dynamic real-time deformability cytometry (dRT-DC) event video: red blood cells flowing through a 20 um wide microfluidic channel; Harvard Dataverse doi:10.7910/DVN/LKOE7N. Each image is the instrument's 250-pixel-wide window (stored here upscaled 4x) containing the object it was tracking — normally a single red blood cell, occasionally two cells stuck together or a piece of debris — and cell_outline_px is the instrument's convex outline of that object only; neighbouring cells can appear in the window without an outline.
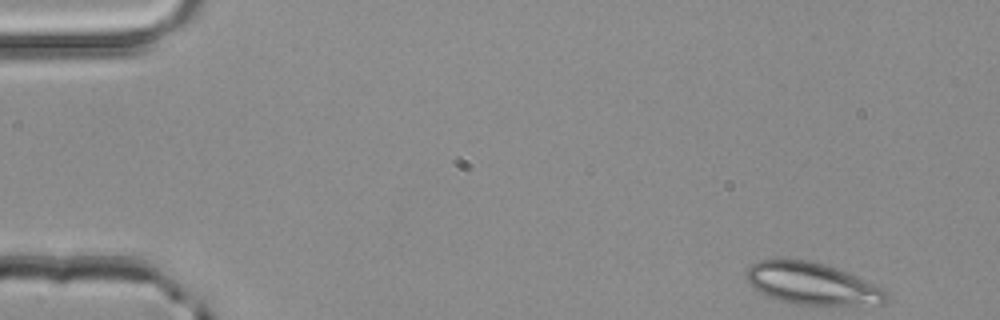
{"species": "common noctule bat (a hibernating species)", "species_latin": "Nyctalus noctula", "temperature_condition": "room temperature", "stored_images_in_passage": 49, "camera_frame_rate_fps": 3000, "um_per_image_px": 0.085, "animal": {"sex": "male", "body_mass_g": 20.4}, "frame": {"image": 1, "passage_image": 1, "time_ms": 0.0, "image_size_px": [1000, 320], "cell_outline_px": [[888, 300], [880, 304], [792, 304], [768, 296], [752, 288], [748, 284], [748, 268], [752, 264], [760, 260], [808, 260], [824, 264], [836, 268], [868, 280], [888, 292]], "centroid_in_image_um": [69.04, 24.11], "position_along_channel_um": 16.0, "area_um2": 33.76}}
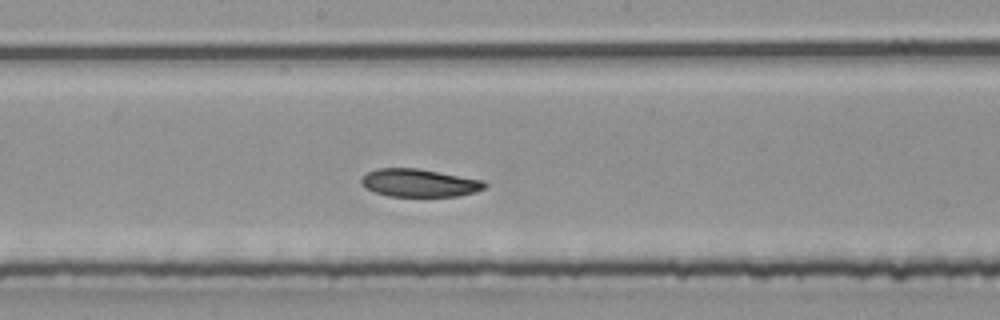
{"frame": {"image": 2, "passage_image": 25, "time_ms": 8.0, "image_size_px": [1000, 320], "cell_outline_px": [[488, 184], [484, 188], [476, 192], [456, 196], [388, 196], [364, 188], [360, 184], [360, 180], [368, 172], [376, 168], [416, 168], [484, 180]], "centroid_in_image_um": [35.63, 15.55], "position_along_channel_um": 212.6, "area_um2": 20.06}}
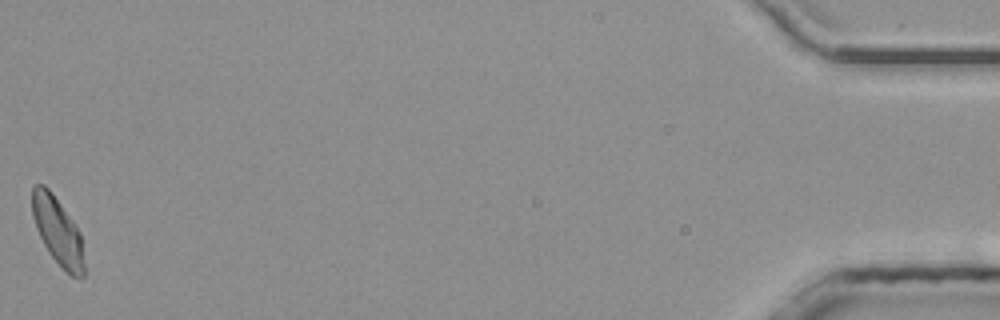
{"frame": {"image": 3, "passage_image": 49, "time_ms": 16.0, "image_size_px": [1000, 320], "cell_outline_px": [[84, 276], [80, 280], [72, 276], [48, 252], [36, 228], [32, 216], [32, 184], [44, 184], [52, 192], [80, 232], [84, 264]], "centroid_in_image_um": [4.89, 19.62], "position_along_channel_um": 430.3, "area_um2": 20.23}, "authors_computed_cell_mechanics": {"area_um2": 20.8658, "velocity_mm_per_s": 4.006, "shape_relaxation_time_tau1_ms": 5.2865, "shape_relaxation_time_tau2_ms": 3.5795, "deformation_change_tau1": 0.1413, "deformation_change_tau2": 0.0831}}